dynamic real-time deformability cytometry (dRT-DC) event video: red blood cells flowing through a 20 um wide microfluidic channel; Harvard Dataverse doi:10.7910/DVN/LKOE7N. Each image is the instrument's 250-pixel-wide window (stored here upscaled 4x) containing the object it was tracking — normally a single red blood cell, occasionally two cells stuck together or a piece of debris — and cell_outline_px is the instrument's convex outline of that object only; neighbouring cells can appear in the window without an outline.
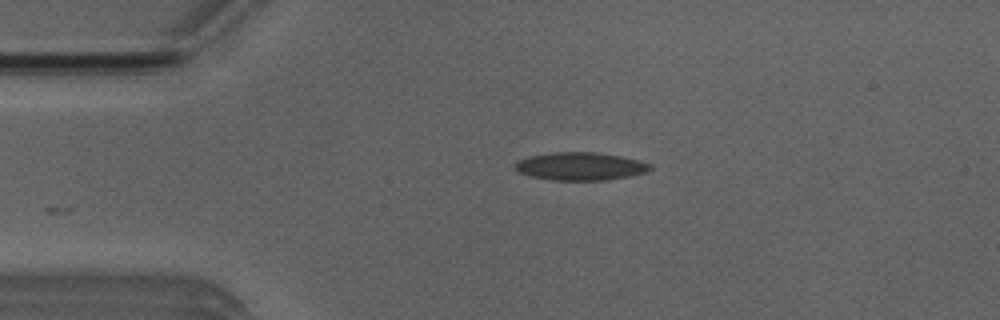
{"species": "Egyptian fruit bat (a non-hibernating species)", "species_latin": "Rousettus aegyptiacus", "temperature_condition": "room temperature", "stored_images_in_passage": 5, "camera_frame_rate_fps": 3000, "um_per_image_px": 0.085, "animal": {"sex": "male"}, "frame": {"image": 1, "passage_image": 5, "time_ms": 4.333, "image_size_px": [1000, 320], "cell_outline_px": [[652, 168], [644, 172], [628, 176], [604, 180], [552, 180], [532, 176], [520, 172], [516, 168], [516, 164], [520, 160], [528, 156], [556, 152], [596, 152], [620, 156], [652, 164]], "centroid_in_image_um": [49.34, 14.13], "position_along_channel_um": 35.7, "area_um2": 21.56}}